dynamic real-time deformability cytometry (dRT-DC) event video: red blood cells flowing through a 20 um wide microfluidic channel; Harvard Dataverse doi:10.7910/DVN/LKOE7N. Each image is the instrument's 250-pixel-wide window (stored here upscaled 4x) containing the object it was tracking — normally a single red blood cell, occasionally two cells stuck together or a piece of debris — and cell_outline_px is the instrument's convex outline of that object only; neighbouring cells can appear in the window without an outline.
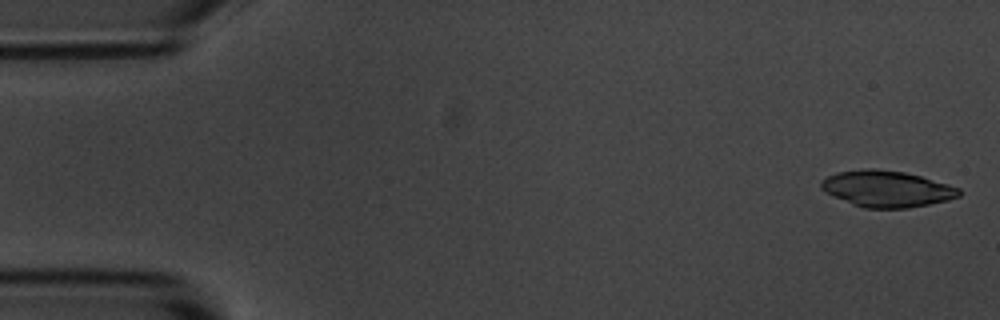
{"species": "common noctule bat (a hibernating species)", "species_latin": "Nyctalus noctula", "temperature_condition": "room temperature", "stored_images_in_passage": 4, "camera_frame_rate_fps": 3000, "um_per_image_px": 0.085, "animal": {"sex": "male", "body_mass_g": 20.1, "forearm_length_mm": 53.5}, "frame": {"image": 1, "passage_image": 1, "time_ms": 0.0, "image_size_px": [1000, 320], "cell_outline_px": [[960, 196], [948, 200], [908, 208], [864, 208], [852, 204], [820, 188], [820, 180], [836, 172], [864, 168], [872, 168], [904, 172], [920, 176], [948, 184], [960, 188]], "centroid_in_image_um": [75.38, 16.04], "position_along_channel_um": 9.6, "area_um2": 29.02}}